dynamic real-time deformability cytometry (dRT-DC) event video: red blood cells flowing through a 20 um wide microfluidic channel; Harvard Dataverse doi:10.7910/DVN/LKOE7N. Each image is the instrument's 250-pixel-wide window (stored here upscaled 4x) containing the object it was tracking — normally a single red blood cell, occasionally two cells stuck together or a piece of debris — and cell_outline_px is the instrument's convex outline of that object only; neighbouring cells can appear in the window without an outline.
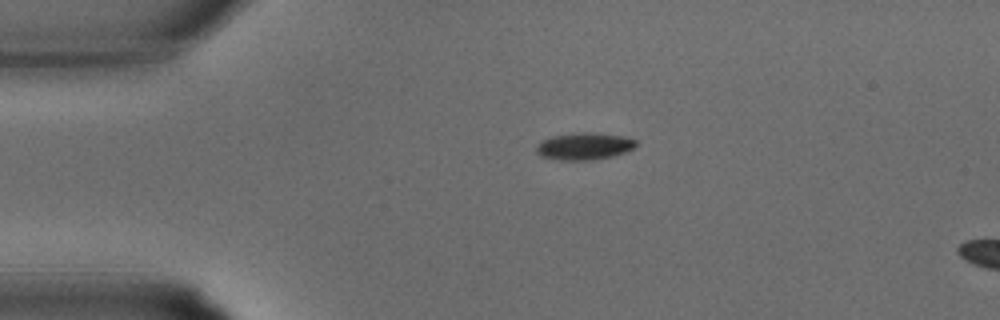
{"species": "common noctule bat (a hibernating species)", "species_latin": "Nyctalus noctula", "temperature_condition": "warm", "stored_images_in_passage": 4, "camera_frame_rate_fps": 3000, "um_per_image_px": 0.085, "animal": {"sex": "male", "body_mass_g": 15.6}, "frame": {"image": 1, "passage_image": 1, "time_ms": 0.0, "image_size_px": [1000, 320], "cell_outline_px": [[636, 144], [632, 148], [624, 152], [612, 156], [592, 160], [560, 160], [540, 156], [536, 152], [536, 148], [540, 140], [552, 136], [572, 132], [592, 132], [624, 136], [636, 140]], "centroid_in_image_um": [49.61, 12.41], "position_along_channel_um": 35.4, "area_um2": 15.84}}